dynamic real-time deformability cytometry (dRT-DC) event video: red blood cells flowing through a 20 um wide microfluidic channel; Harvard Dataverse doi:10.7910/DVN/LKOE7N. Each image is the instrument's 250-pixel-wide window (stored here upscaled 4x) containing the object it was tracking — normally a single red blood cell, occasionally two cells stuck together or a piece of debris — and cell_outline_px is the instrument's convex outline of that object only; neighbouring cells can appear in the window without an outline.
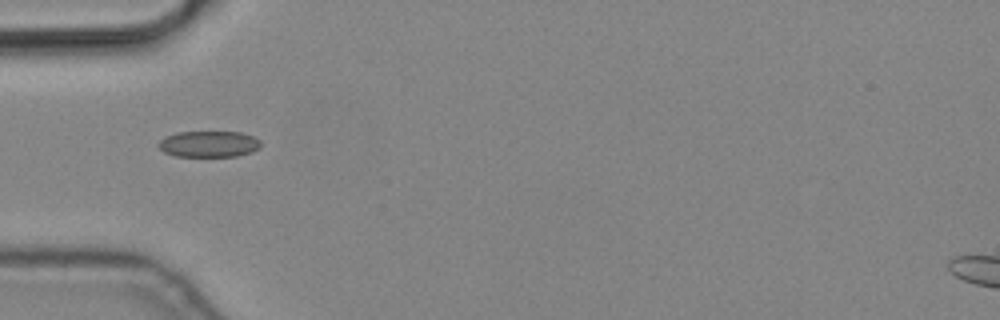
{"species": "common noctule bat (a hibernating species)", "species_latin": "Nyctalus noctula", "temperature_condition": "cold", "stored_images_in_passage": 3, "camera_frame_rate_fps": 3000, "um_per_image_px": 0.085, "animal": {"sex": "male", "body_mass_g": 19.2, "forearm_length_mm": 51.8}, "frame": {"image": 1, "passage_image": 1, "time_ms": 0.0, "image_size_px": [1000, 320], "cell_outline_px": [[260, 148], [252, 152], [236, 156], [176, 156], [164, 152], [156, 144], [164, 136], [176, 132], [240, 132], [252, 136], [260, 140]], "centroid_in_image_um": [17.73, 12.24], "position_along_channel_um": 67.3, "area_um2": 15.66}}
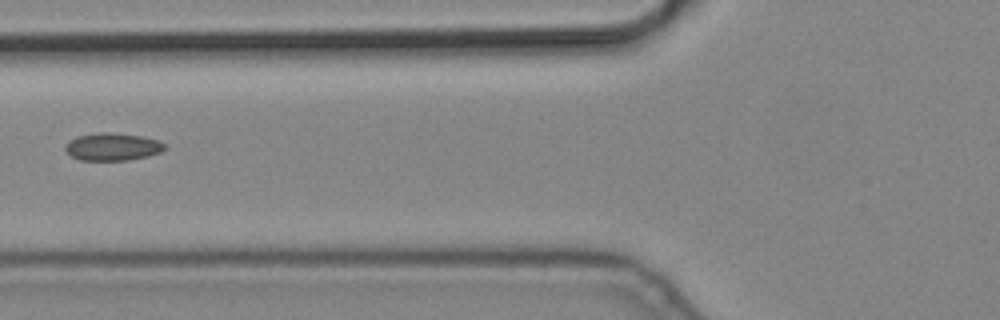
{"frame": {"image": 2, "passage_image": 2, "time_ms": 0.333, "image_size_px": [1000, 320], "cell_outline_px": [[168, 148], [160, 152], [148, 156], [128, 160], [80, 160], [72, 156], [64, 148], [68, 140], [76, 136], [100, 132], [108, 132], [140, 136], [156, 140], [164, 144]], "centroid_in_image_um": [9.54, 12.47], "position_along_channel_um": 116.3, "area_um2": 15.9}}
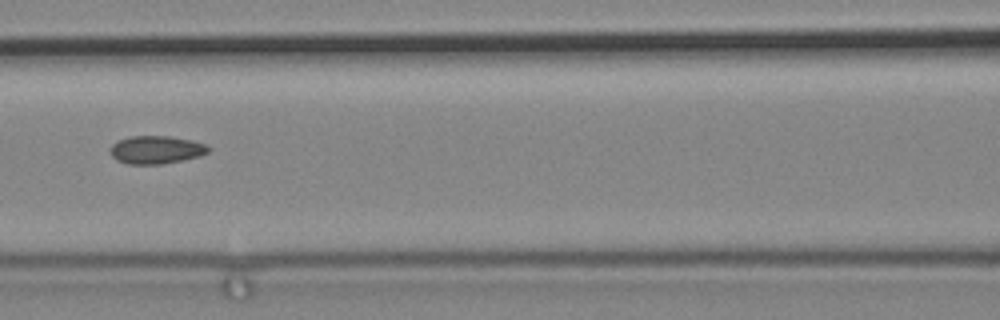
{"frame": {"image": 3, "passage_image": 3, "time_ms": 0.667, "image_size_px": [1000, 320], "cell_outline_px": [[212, 148], [208, 152], [200, 156], [184, 160], [160, 164], [128, 164], [116, 160], [112, 156], [108, 148], [116, 140], [132, 136], [168, 136], [192, 140], [208, 144]], "centroid_in_image_um": [13.28, 12.73], "position_along_channel_um": 153.3, "area_um2": 16.3}}